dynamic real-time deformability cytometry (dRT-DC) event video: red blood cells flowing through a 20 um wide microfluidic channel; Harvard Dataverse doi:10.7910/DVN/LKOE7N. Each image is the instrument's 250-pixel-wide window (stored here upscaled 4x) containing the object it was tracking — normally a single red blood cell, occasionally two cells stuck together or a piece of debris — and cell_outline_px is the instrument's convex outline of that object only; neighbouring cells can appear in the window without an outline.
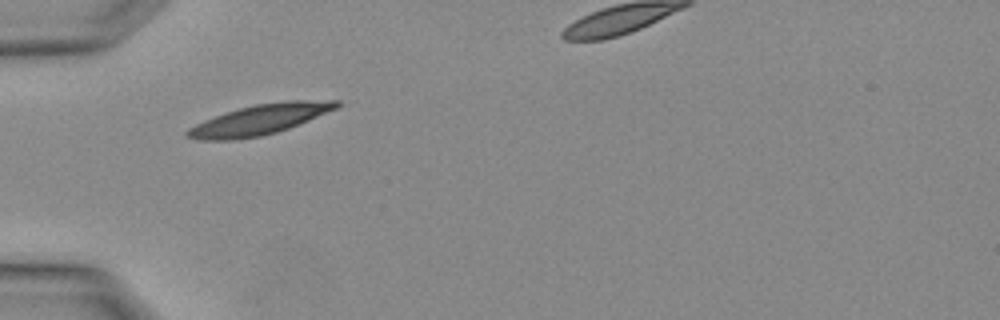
{"species": "Egyptian fruit bat (a non-hibernating species)", "species_latin": "Rousettus aegyptiacus", "temperature_condition": "warm", "stored_images_in_passage": 5, "camera_frame_rate_fps": 3000, "um_per_image_px": 0.085, "animal": {"sex": "female"}, "frame": {"image": 1, "passage_image": 4, "time_ms": 1.0, "image_size_px": [1000, 320], "cell_outline_px": [[340, 104], [336, 108], [308, 120], [288, 128], [276, 132], [260, 136], [232, 140], [196, 140], [184, 136], [184, 132], [188, 128], [204, 120], [240, 108], [256, 104], [288, 100], [340, 100]], "centroid_in_image_um": [22.03, 10.17], "position_along_channel_um": 63.0, "area_um2": 25.95}}